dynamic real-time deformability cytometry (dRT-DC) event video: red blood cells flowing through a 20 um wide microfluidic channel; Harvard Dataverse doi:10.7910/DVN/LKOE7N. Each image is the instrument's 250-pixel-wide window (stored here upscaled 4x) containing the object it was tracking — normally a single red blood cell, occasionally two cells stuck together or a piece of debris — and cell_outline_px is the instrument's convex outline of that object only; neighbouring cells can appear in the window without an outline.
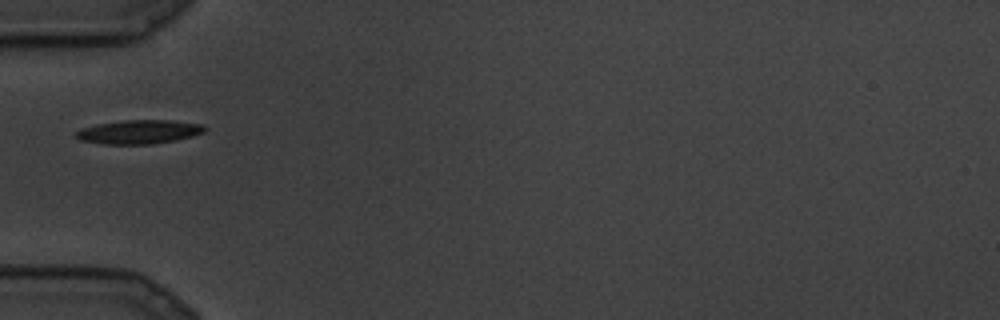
{"species": "common noctule bat (a hibernating species)", "species_latin": "Nyctalus noctula", "temperature_condition": "cold", "stored_images_in_passage": 63, "camera_frame_rate_fps": 3000, "um_per_image_px": 0.085, "animal": {"sex": "male", "body_mass_g": 19.5, "forearm_length_mm": 54.6}, "frame": {"image": 1, "passage_image": 1, "time_ms": 0.0, "image_size_px": [1000, 320], "cell_outline_px": [[208, 128], [204, 132], [192, 136], [176, 140], [152, 144], [100, 144], [80, 140], [76, 136], [76, 132], [80, 128], [96, 124], [124, 120], [168, 120], [204, 124]], "centroid_in_image_um": [11.82, 11.21], "position_along_channel_um": 73.2, "area_um2": 18.03}}
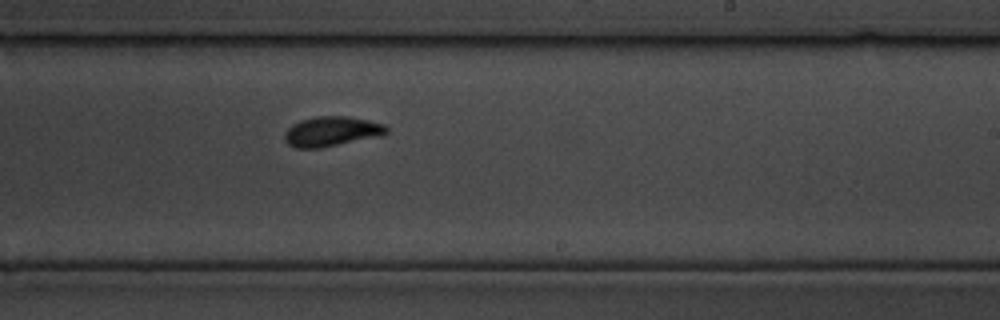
{"frame": {"image": 2, "passage_image": 27, "time_ms": 8.667, "image_size_px": [1000, 320], "cell_outline_px": [[388, 132], [380, 136], [320, 148], [296, 148], [288, 144], [284, 140], [284, 132], [292, 124], [300, 120], [316, 116], [344, 116], [368, 120], [384, 124], [388, 128]], "centroid_in_image_um": [28.16, 11.17], "position_along_channel_um": 260.8, "area_um2": 17.74}}
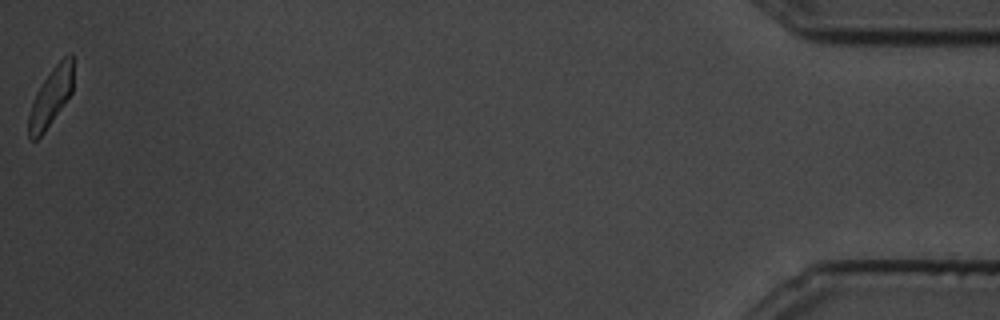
{"frame": {"image": 3, "passage_image": 63, "time_ms": 20.667, "image_size_px": [1000, 320], "cell_outline_px": [[72, 92], [44, 132], [36, 140], [32, 140], [28, 136], [28, 116], [36, 92], [52, 68], [68, 52], [72, 52]], "centroid_in_image_um": [4.31, 8.24], "position_along_channel_um": 430.9, "area_um2": 14.85}}